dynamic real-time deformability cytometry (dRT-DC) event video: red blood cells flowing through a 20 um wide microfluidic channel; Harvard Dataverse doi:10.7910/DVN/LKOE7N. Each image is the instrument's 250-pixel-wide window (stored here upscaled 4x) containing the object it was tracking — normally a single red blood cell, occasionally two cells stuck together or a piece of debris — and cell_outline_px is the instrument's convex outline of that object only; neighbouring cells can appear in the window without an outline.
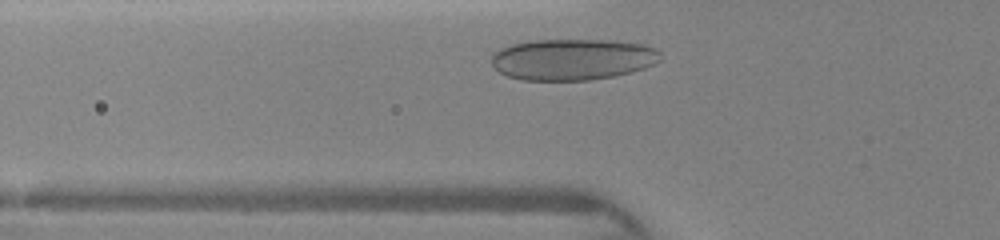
{"species": "human", "species_latin": "Homo sapiens", "temperature_condition": "warm", "stored_images_in_passage": 38, "camera_frame_rate_fps": 3000, "um_per_image_px": 0.085, "donor": {"sex": "female"}, "frame": {"image": 1, "passage_image": 5, "time_ms": 0.667, "image_size_px": [1000, 240], "cell_outline_px": [[660, 60], [644, 68], [632, 72], [612, 76], [588, 80], [520, 80], [508, 76], [500, 72], [492, 64], [492, 56], [500, 48], [512, 44], [532, 40], [608, 40], [644, 44], [656, 48], [660, 52]], "centroid_in_image_um": [48.67, 5.04], "position_along_channel_um": 77.1, "area_um2": 40.58}}
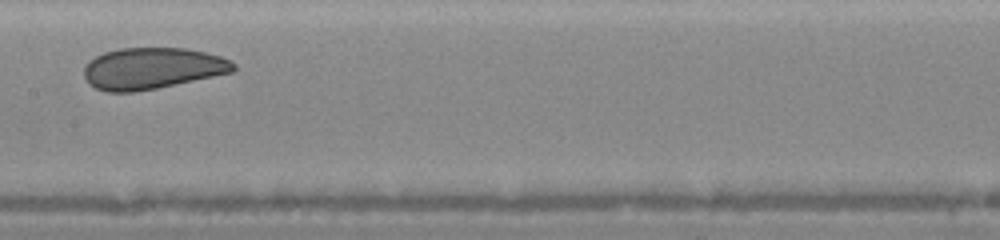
{"frame": {"image": 2, "passage_image": 21, "time_ms": 3.333, "image_size_px": [1000, 240], "cell_outline_px": [[236, 68], [232, 72], [156, 88], [132, 92], [108, 92], [96, 88], [88, 84], [84, 76], [84, 68], [88, 60], [104, 52], [120, 48], [184, 48], [204, 52], [220, 56], [232, 60], [236, 64]], "centroid_in_image_um": [12.91, 5.8], "position_along_channel_um": 194.5, "area_um2": 36.01}}
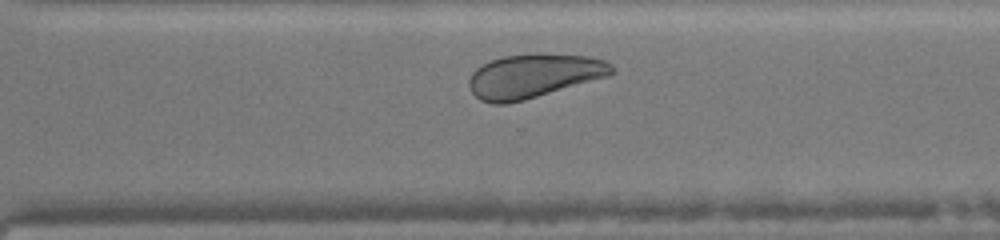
{"frame": {"image": 3, "passage_image": 34, "time_ms": 6.333, "image_size_px": [1000, 240], "cell_outline_px": [[616, 72], [608, 76], [524, 100], [508, 104], [492, 104], [480, 100], [472, 92], [468, 84], [468, 80], [472, 72], [476, 68], [492, 60], [504, 56], [536, 52], [540, 52], [588, 56], [604, 60], [612, 64], [616, 68]], "centroid_in_image_um": [45.38, 6.43], "position_along_channel_um": 325.2, "area_um2": 36.88}}